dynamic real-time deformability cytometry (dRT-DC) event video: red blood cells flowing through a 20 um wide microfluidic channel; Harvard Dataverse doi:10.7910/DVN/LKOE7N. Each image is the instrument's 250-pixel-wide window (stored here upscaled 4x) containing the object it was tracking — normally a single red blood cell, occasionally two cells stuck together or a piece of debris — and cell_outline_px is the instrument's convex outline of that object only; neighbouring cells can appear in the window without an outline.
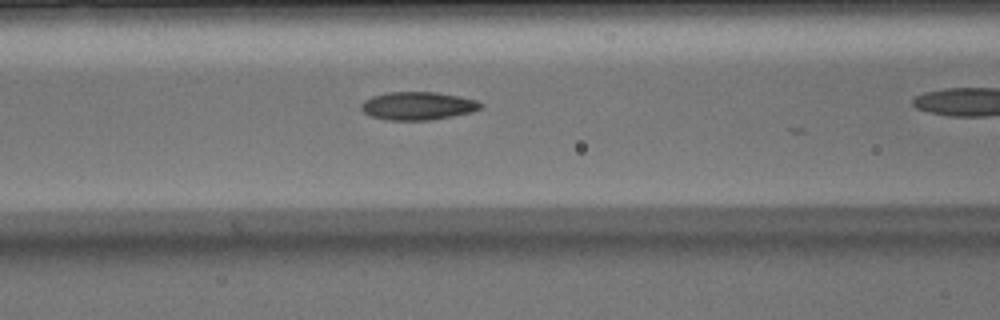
{"species": "Egyptian fruit bat (a non-hibernating species)", "species_latin": "Rousettus aegyptiacus", "temperature_condition": "warm", "stored_images_in_passage": 11, "camera_frame_rate_fps": 3000, "um_per_image_px": 0.085, "animal": {"sex": "male"}, "frame": {"image": 1, "passage_image": 9, "time_ms": 2.667, "image_size_px": [1000, 320], "cell_outline_px": [[484, 108], [472, 112], [432, 120], [384, 120], [372, 116], [364, 112], [360, 108], [360, 104], [364, 100], [372, 96], [384, 92], [436, 92], [460, 96], [476, 100], [484, 104]], "centroid_in_image_um": [35.53, 8.99], "position_along_channel_um": 131.1, "area_um2": 19.83}}